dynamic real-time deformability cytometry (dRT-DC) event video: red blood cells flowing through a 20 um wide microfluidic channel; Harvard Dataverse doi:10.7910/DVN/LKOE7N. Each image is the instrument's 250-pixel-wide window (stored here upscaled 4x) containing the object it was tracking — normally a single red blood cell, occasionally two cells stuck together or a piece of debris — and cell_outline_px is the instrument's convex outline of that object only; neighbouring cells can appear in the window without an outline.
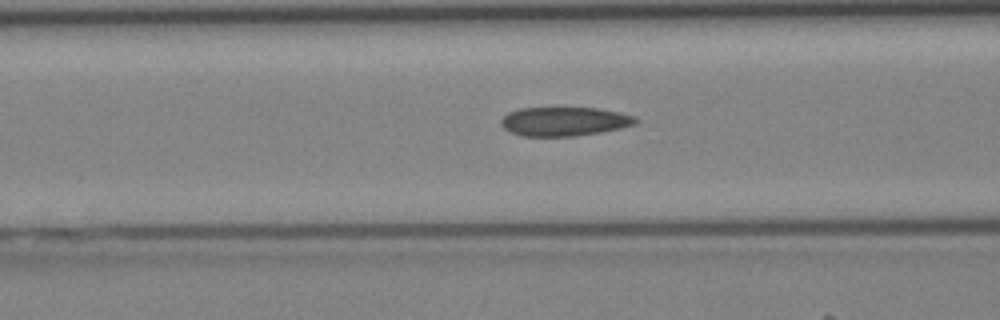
{"species": "Egyptian fruit bat (a non-hibernating species)", "species_latin": "Rousettus aegyptiacus", "temperature_condition": "cold", "stored_images_in_passage": 26, "camera_frame_rate_fps": 3000, "um_per_image_px": 0.085, "animal": {"sex": "female"}, "frame": {"image": 1, "passage_image": 4, "time_ms": 1.0, "image_size_px": [1000, 320], "cell_outline_px": [[640, 120], [636, 124], [620, 128], [600, 132], [576, 136], [524, 136], [512, 132], [504, 128], [500, 124], [500, 120], [508, 112], [520, 108], [600, 108], [620, 112], [636, 116]], "centroid_in_image_um": [48.0, 10.31], "position_along_channel_um": 118.6, "area_um2": 22.83}}
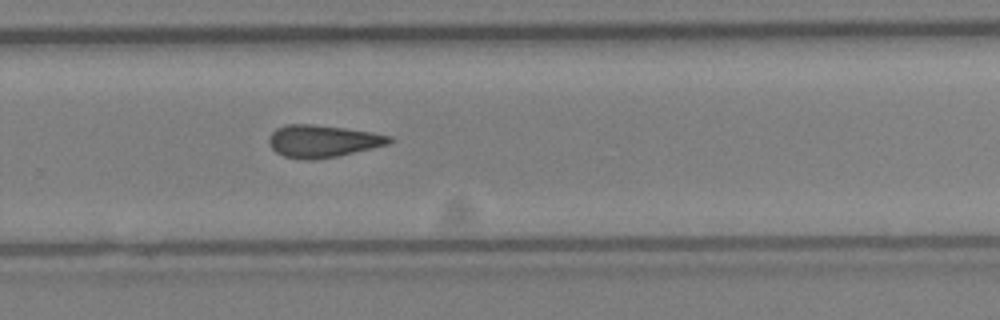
{"frame": {"image": 2, "passage_image": 15, "time_ms": 4.667, "image_size_px": [1000, 320], "cell_outline_px": [[392, 140], [388, 144], [336, 156], [312, 160], [284, 156], [276, 152], [268, 144], [268, 136], [276, 128], [284, 124], [312, 124], [344, 128], [372, 132], [392, 136]], "centroid_in_image_um": [27.38, 11.98], "position_along_channel_um": 302.4, "area_um2": 22.48}}
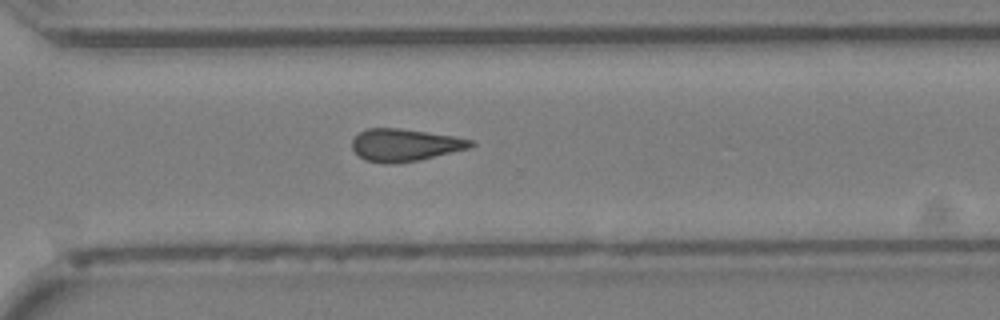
{"frame": {"image": 3, "passage_image": 17, "time_ms": 5.333, "image_size_px": [1000, 320], "cell_outline_px": [[476, 144], [468, 148], [420, 160], [396, 164], [384, 164], [364, 160], [352, 148], [352, 140], [360, 132], [368, 128], [400, 128], [452, 136], [472, 140]], "centroid_in_image_um": [34.39, 12.34], "position_along_channel_um": 336.2, "area_um2": 22.31}}